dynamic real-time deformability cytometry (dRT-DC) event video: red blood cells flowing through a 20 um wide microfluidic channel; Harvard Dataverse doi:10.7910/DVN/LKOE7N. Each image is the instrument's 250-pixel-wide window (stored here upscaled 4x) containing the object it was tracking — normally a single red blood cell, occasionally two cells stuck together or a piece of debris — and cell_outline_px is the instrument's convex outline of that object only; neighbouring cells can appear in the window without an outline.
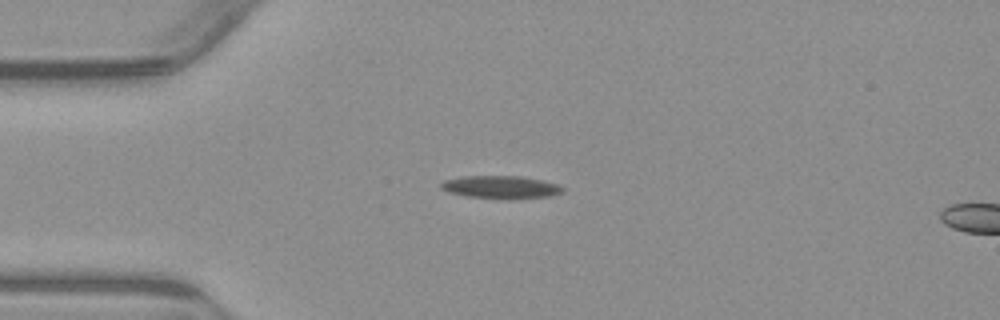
{"species": "common noctule bat (a hibernating species)", "species_latin": "Nyctalus noctula", "temperature_condition": "warm", "stored_images_in_passage": 42, "camera_frame_rate_fps": 3000, "um_per_image_px": 0.085, "animal": {"sex": "male", "body_mass_g": 23.1, "forearm_length_mm": 52.7}, "frame": {"image": 1, "passage_image": 1, "time_ms": 0.0, "image_size_px": [1000, 320], "cell_outline_px": [[564, 188], [560, 192], [548, 196], [468, 196], [448, 192], [440, 188], [440, 184], [444, 180], [464, 176], [520, 176], [540, 180], [556, 184]], "centroid_in_image_um": [42.47, 15.85], "position_along_channel_um": 42.5, "area_um2": 14.91}}
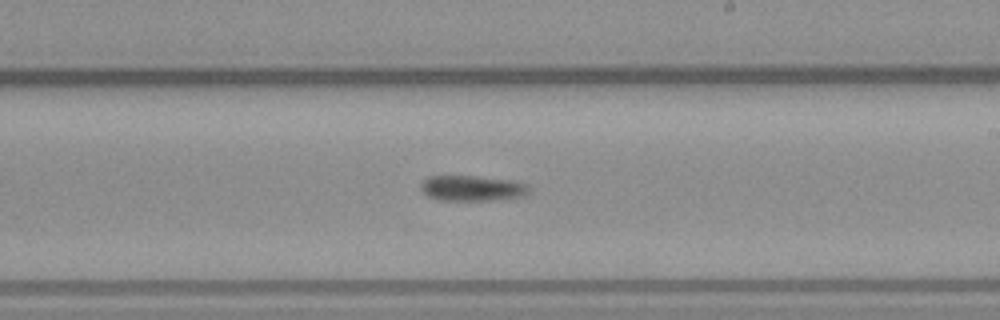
{"frame": {"image": 2, "passage_image": 19, "time_ms": 6.0, "image_size_px": [1000, 320], "cell_outline_px": [[528, 192], [520, 196], [484, 200], [440, 200], [428, 196], [420, 188], [420, 184], [428, 176], [476, 176], [512, 180], [524, 184], [528, 188]], "centroid_in_image_um": [40.05, 15.98], "position_along_channel_um": 249.0, "area_um2": 15.66}}
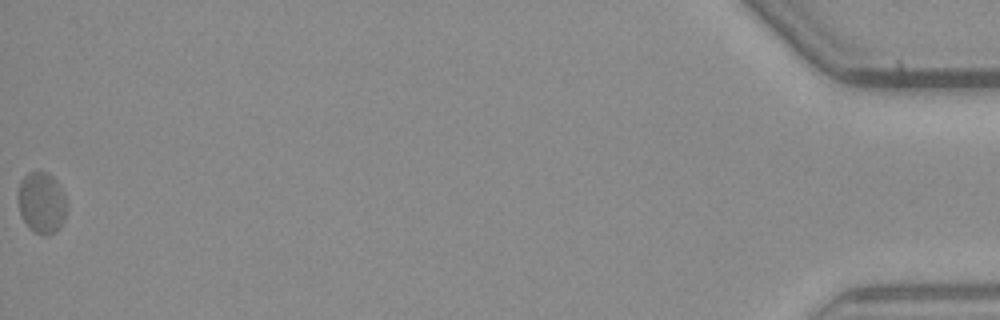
{"frame": {"image": 3, "passage_image": 42, "time_ms": 13.667, "image_size_px": [1000, 320], "cell_outline_px": [[68, 208], [64, 220], [60, 228], [56, 232], [44, 236], [28, 228], [20, 212], [16, 196], [20, 180], [28, 172], [48, 172], [60, 184], [68, 200]], "centroid_in_image_um": [3.57, 17.22], "position_along_channel_um": 431.6, "area_um2": 18.03}}